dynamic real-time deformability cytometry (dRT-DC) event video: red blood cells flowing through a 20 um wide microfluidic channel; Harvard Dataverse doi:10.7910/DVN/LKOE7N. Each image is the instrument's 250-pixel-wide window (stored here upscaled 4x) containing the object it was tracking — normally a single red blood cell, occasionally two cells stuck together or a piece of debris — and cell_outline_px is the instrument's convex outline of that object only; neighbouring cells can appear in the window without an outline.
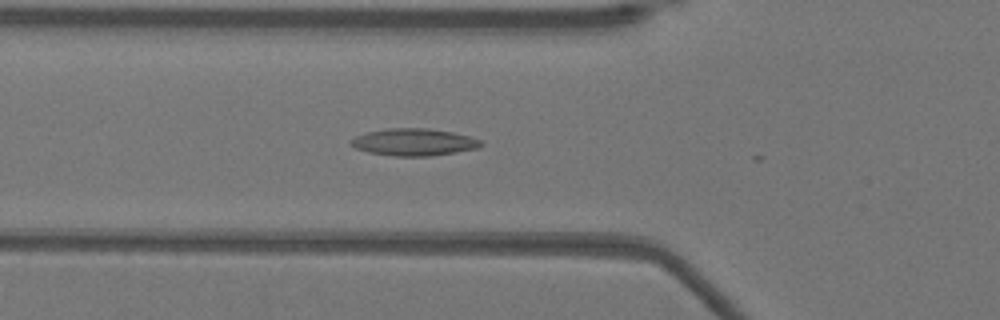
{"species": "Egyptian fruit bat (a non-hibernating species)", "species_latin": "Rousettus aegyptiacus", "temperature_condition": "warm", "stored_images_in_passage": 3, "camera_frame_rate_fps": 3000, "um_per_image_px": 0.085, "animal": {"sex": "female"}, "frame": {"image": 1, "passage_image": 2, "time_ms": 0.333, "image_size_px": [1000, 320], "cell_outline_px": [[484, 144], [480, 148], [432, 156], [392, 156], [368, 152], [356, 148], [348, 144], [356, 136], [368, 132], [388, 128], [428, 128], [452, 132], [468, 136], [480, 140]], "centroid_in_image_um": [35.2, 12.09], "position_along_channel_um": 90.6, "area_um2": 20.58}}